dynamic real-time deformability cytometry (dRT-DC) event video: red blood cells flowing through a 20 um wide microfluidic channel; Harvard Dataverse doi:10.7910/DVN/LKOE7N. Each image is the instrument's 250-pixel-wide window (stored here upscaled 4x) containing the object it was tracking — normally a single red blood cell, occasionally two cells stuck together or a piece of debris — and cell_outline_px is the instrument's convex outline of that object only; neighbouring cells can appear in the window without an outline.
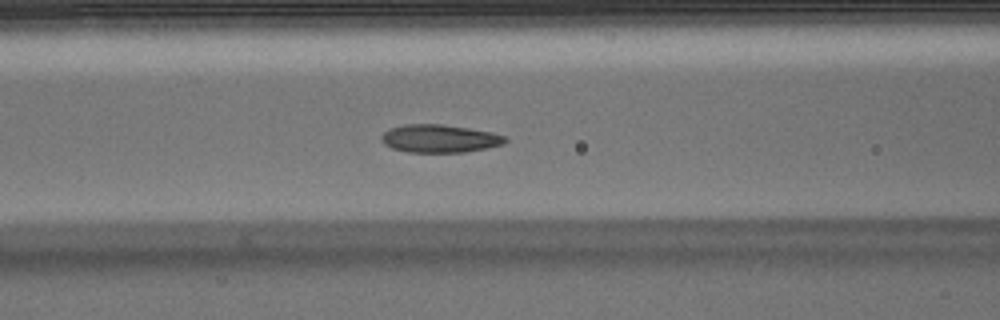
{"species": "Egyptian fruit bat (a non-hibernating species)", "species_latin": "Rousettus aegyptiacus", "temperature_condition": "warm", "stored_images_in_passage": 52, "camera_frame_rate_fps": 3000, "um_per_image_px": 0.085, "animal": {"sex": "male"}, "frame": {"image": 1, "passage_image": 21, "time_ms": 6.667, "image_size_px": [1000, 320], "cell_outline_px": [[508, 140], [504, 144], [488, 148], [464, 152], [408, 152], [392, 148], [384, 144], [380, 140], [380, 136], [388, 128], [404, 124], [444, 124], [492, 132], [508, 136]], "centroid_in_image_um": [37.37, 11.77], "position_along_channel_um": 129.2, "area_um2": 20.46}}
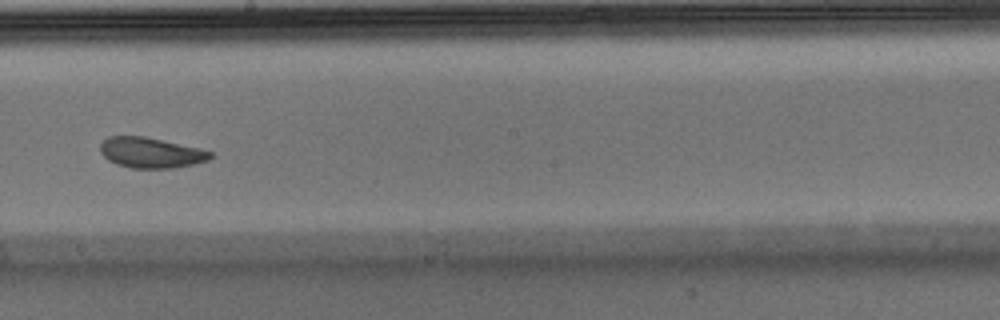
{"frame": {"image": 2, "passage_image": 29, "time_ms": 9.333, "image_size_px": [1000, 320], "cell_outline_px": [[212, 156], [208, 160], [196, 164], [176, 168], [132, 168], [116, 164], [108, 160], [100, 152], [100, 144], [108, 136], [144, 136], [200, 148], [212, 152]], "centroid_in_image_um": [12.83, 12.98], "position_along_channel_um": 235.4, "area_um2": 19.65}}
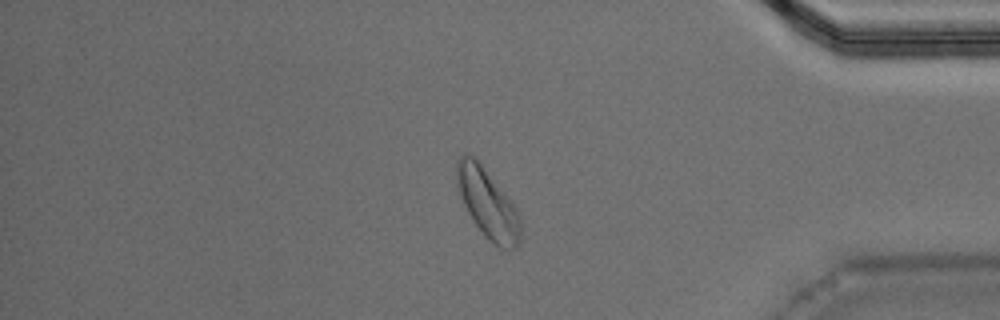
{"frame": {"image": 3, "passage_image": 43, "time_ms": 14.0, "image_size_px": [1000, 320], "cell_outline_px": [[520, 244], [516, 248], [500, 248], [484, 236], [472, 220], [464, 204], [456, 180], [456, 160], [464, 152], [472, 156], [480, 164], [516, 208], [520, 220]], "centroid_in_image_um": [41.44, 17.33], "position_along_channel_um": 393.8, "area_um2": 25.14}, "authors_computed_cell_mechanics": {"area_um2": 20.1144, "velocity_mm_per_s": 3.9871, "shape_relaxation_time_tau1_ms": 2.7427, "shape_relaxation_time_tau2_ms": 1.0636, "deformation_change_tau1": 0.115, "deformation_change_tau2": 0.0627}}